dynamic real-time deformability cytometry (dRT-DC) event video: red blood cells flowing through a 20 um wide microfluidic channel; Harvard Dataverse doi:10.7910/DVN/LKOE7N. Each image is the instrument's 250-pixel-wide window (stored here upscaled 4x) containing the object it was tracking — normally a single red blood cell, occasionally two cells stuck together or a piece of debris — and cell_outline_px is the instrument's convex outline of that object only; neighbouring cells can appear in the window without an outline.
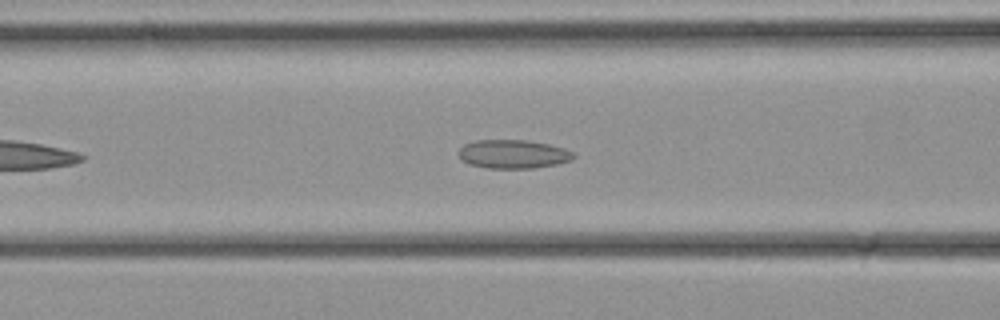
{"species": "common noctule bat (a hibernating species)", "species_latin": "Nyctalus noctula", "temperature_condition": "cold", "stored_images_in_passage": 10, "camera_frame_rate_fps": 3000, "um_per_image_px": 0.085, "animal": {"sex": "female", "body_mass_g": 21.9}, "frame": {"image": 1, "passage_image": 7, "time_ms": 2.0, "image_size_px": [1000, 320], "cell_outline_px": [[576, 156], [572, 160], [556, 164], [532, 168], [488, 168], [468, 164], [460, 160], [456, 152], [464, 144], [476, 140], [528, 140], [548, 144], [564, 148], [572, 152]], "centroid_in_image_um": [43.57, 13.1], "position_along_channel_um": 123.0, "area_um2": 19.36}}
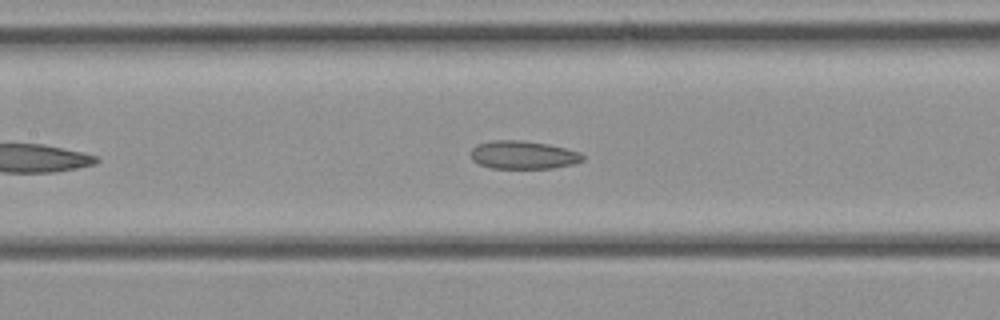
{"frame": {"image": 2, "passage_image": 9, "time_ms": 2.667, "image_size_px": [1000, 320], "cell_outline_px": [[584, 160], [572, 164], [552, 168], [492, 168], [480, 164], [472, 160], [472, 148], [476, 144], [492, 140], [524, 140], [548, 144], [580, 152], [584, 156]], "centroid_in_image_um": [44.47, 13.16], "position_along_channel_um": 162.9, "area_um2": 18.32}}